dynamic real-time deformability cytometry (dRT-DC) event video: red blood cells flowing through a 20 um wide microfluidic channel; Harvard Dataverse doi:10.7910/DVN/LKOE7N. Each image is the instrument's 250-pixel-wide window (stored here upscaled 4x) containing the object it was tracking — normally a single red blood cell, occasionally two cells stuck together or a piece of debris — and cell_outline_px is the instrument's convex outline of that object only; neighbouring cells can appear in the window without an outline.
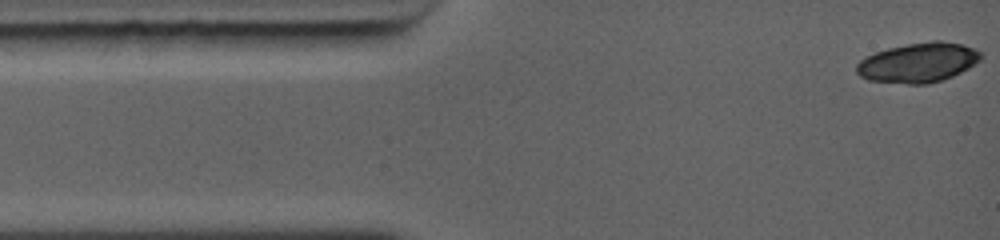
{"species": "common noctule bat (a hibernating species)", "species_latin": "Nyctalus noctula", "temperature_condition": "warm", "stored_images_in_passage": 3, "camera_frame_rate_fps": 5000, "um_per_image_px": 0.085, "animal": {"sex": "female", "body_mass_g": 19.0, "forearm_length_mm": 56.7}, "frame": {"image": 1, "passage_image": 1, "time_ms": 0.0, "image_size_px": [1000, 240], "cell_outline_px": [[984, 56], [980, 60], [968, 68], [952, 76], [928, 84], [908, 84], [868, 80], [860, 76], [856, 72], [856, 64], [864, 56], [888, 48], [908, 44], [932, 40], [940, 40], [960, 44], [972, 48], [980, 52]], "centroid_in_image_um": [78.02, 5.32], "position_along_channel_um": 7.0, "area_um2": 28.67}}